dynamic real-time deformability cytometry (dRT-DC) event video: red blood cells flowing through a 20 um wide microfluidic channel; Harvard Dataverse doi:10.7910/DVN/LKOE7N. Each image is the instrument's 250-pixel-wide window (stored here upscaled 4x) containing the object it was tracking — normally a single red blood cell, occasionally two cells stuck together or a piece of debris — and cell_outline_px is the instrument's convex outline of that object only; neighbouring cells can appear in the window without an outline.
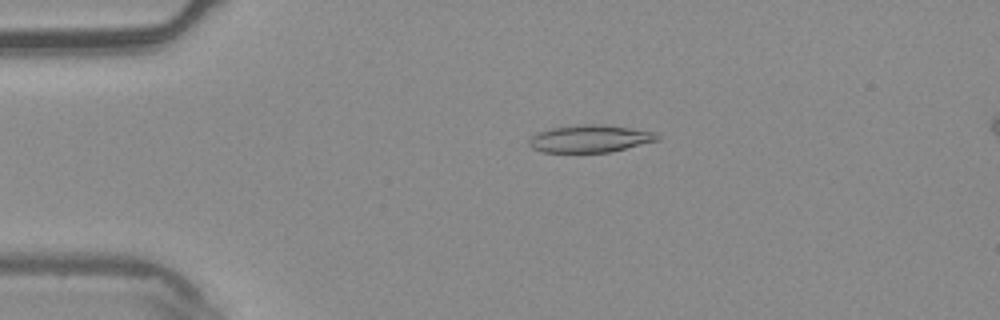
{"species": "common noctule bat (a hibernating species)", "species_latin": "Nyctalus noctula", "temperature_condition": "warm", "stored_images_in_passage": 6, "camera_frame_rate_fps": 3000, "um_per_image_px": 0.085, "animal": {"sex": "male", "body_mass_g": 20.4}, "frame": {"image": 1, "passage_image": 4, "time_ms": 1.0, "image_size_px": [1000, 320], "cell_outline_px": [[660, 140], [612, 152], [540, 152], [532, 148], [528, 144], [528, 140], [536, 132], [552, 128], [580, 124], [604, 124], [656, 132], [660, 136]], "centroid_in_image_um": [50.16, 11.79], "position_along_channel_um": 34.8, "area_um2": 20.75}}